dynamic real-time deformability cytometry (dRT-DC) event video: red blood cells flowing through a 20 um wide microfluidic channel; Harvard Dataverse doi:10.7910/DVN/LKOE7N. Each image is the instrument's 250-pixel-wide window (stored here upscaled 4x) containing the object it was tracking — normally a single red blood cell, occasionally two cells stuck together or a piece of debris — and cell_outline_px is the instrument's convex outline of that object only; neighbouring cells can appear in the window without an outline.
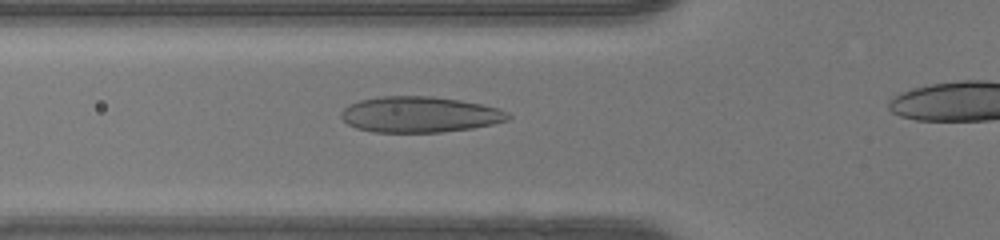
{"species": "human", "species_latin": "Homo sapiens", "temperature_condition": "warm", "stored_images_in_passage": 30, "camera_frame_rate_fps": 3000, "um_per_image_px": 0.085, "donor": {"sex": "female"}, "frame": {"image": 1, "passage_image": 7, "time_ms": 2.0, "image_size_px": [1000, 240], "cell_outline_px": [[512, 116], [508, 120], [492, 124], [472, 128], [440, 132], [372, 132], [356, 128], [348, 124], [340, 116], [340, 112], [348, 104], [360, 100], [380, 96], [432, 96], [460, 100], [500, 108], [508, 112]], "centroid_in_image_um": [35.66, 9.73], "position_along_channel_um": 90.1, "area_um2": 35.03}}
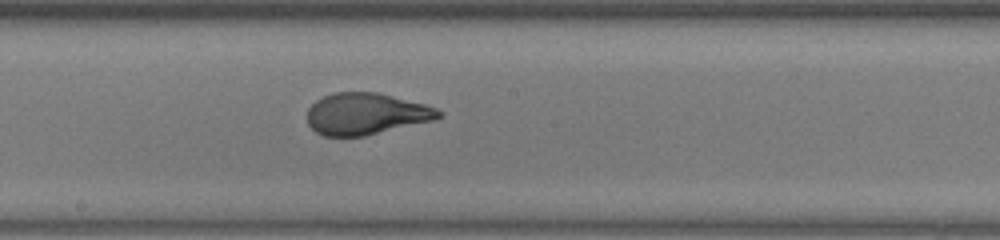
{"frame": {"image": 2, "passage_image": 16, "time_ms": 5.0, "image_size_px": [1000, 240], "cell_outline_px": [[444, 112], [440, 116], [432, 120], [364, 136], [324, 136], [316, 132], [308, 124], [308, 108], [316, 100], [324, 96], [336, 92], [376, 92], [424, 104], [436, 108]], "centroid_in_image_um": [31.08, 9.67], "position_along_channel_um": 217.1, "area_um2": 31.5}}
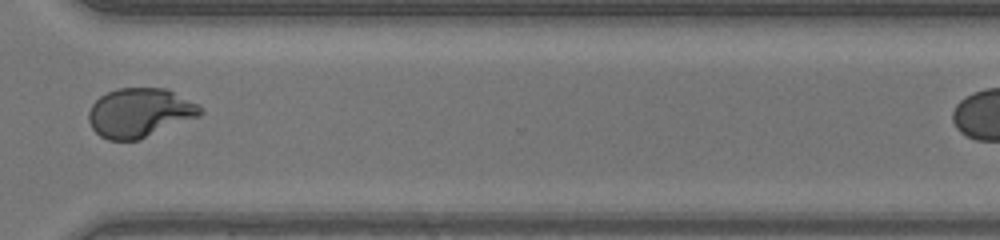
{"frame": {"image": 3, "passage_image": 26, "time_ms": 8.333, "image_size_px": [1000, 240], "cell_outline_px": [[204, 112], [200, 116], [140, 140], [108, 140], [100, 136], [92, 128], [88, 120], [88, 112], [92, 104], [100, 96], [116, 88], [164, 88], [200, 104]], "centroid_in_image_um": [11.89, 9.59], "position_along_channel_um": 358.7, "area_um2": 32.19}}